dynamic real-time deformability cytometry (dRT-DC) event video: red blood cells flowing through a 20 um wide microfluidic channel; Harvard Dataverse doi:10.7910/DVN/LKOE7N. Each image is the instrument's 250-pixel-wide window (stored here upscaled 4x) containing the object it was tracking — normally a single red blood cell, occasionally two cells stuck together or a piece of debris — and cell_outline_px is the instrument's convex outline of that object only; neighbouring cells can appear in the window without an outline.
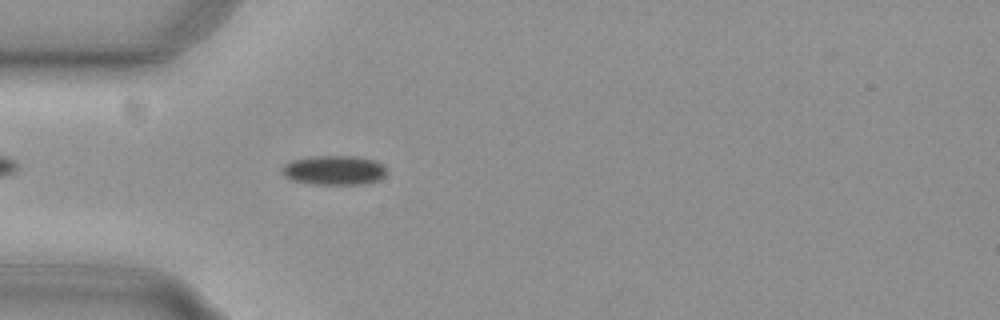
{"species": "common noctule bat (a hibernating species)", "species_latin": "Nyctalus noctula", "temperature_condition": "cold", "stored_images_in_passage": 44, "camera_frame_rate_fps": 3000, "um_per_image_px": 0.085, "animal": {"sex": "female", "body_mass_g": 29.2, "forearm_length_mm": 56.3}, "frame": {"image": 1, "passage_image": 5, "time_ms": 1.333, "image_size_px": [1000, 320], "cell_outline_px": [[384, 176], [368, 184], [316, 184], [292, 180], [284, 172], [284, 164], [292, 160], [312, 156], [356, 156], [376, 160], [384, 164]], "centroid_in_image_um": [28.45, 14.45], "position_along_channel_um": 56.5, "area_um2": 17.69}}
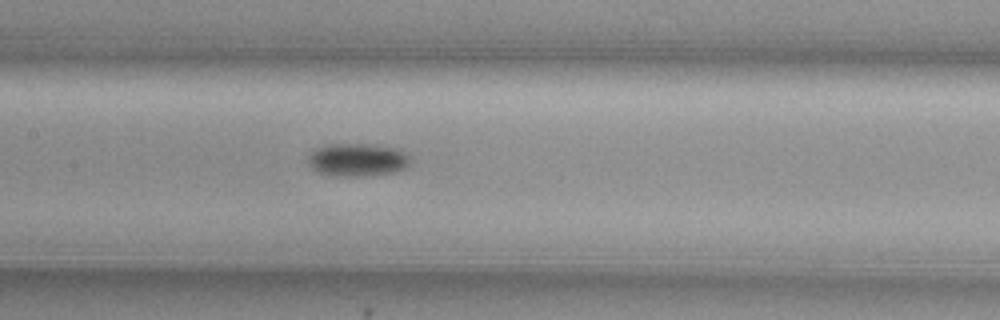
{"frame": {"image": 2, "passage_image": 15, "time_ms": 4.667, "image_size_px": [1000, 320], "cell_outline_px": [[408, 164], [404, 168], [396, 172], [368, 176], [332, 176], [320, 172], [312, 168], [308, 164], [308, 156], [316, 148], [324, 144], [372, 144], [400, 148], [408, 156]], "centroid_in_image_um": [30.37, 13.58], "position_along_channel_um": 177.0, "area_um2": 19.83}}
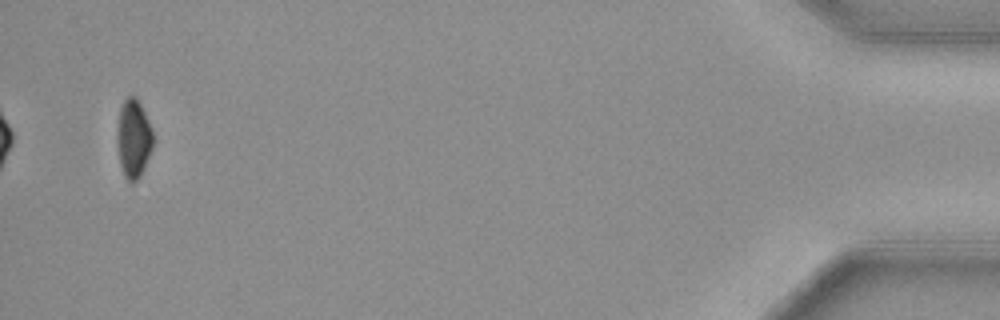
{"frame": {"image": 3, "passage_image": 42, "time_ms": 13.667, "image_size_px": [1000, 320], "cell_outline_px": [[152, 148], [144, 168], [140, 176], [132, 184], [124, 176], [120, 164], [120, 108], [124, 100], [128, 96], [136, 96], [144, 112], [152, 132]], "centroid_in_image_um": [11.39, 11.8], "position_along_channel_um": 423.8, "area_um2": 15.37}, "authors_computed_cell_mechanics": {"area_um2": 17.9469, "velocity_mm_per_s": 3.7499, "shape_relaxation_time_tau1_ms": 3.3406, "shape_relaxation_time_tau2_ms": null, "deformation_change_tau1": 0.085, "deformation_change_tau2": null}}